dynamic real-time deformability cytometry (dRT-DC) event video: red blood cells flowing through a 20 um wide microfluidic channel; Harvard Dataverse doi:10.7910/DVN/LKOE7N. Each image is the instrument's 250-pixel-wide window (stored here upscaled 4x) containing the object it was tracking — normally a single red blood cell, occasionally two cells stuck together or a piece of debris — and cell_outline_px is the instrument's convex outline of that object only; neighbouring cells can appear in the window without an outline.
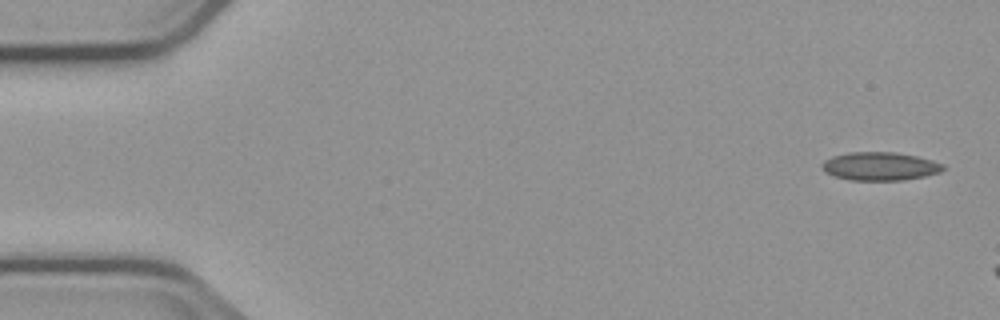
{"species": "common noctule bat (a hibernating species)", "species_latin": "Nyctalus noctula", "temperature_condition": "cold", "stored_images_in_passage": 4, "camera_frame_rate_fps": 3000, "um_per_image_px": 0.085, "animal": {"sex": "male", "body_mass_g": 23.1, "forearm_length_mm": 52.7}, "frame": {"image": 1, "passage_image": 1, "time_ms": 0.0, "image_size_px": [1000, 320], "cell_outline_px": [[948, 168], [940, 172], [924, 176], [900, 180], [848, 180], [824, 172], [820, 164], [824, 160], [832, 156], [848, 152], [896, 152], [916, 156], [932, 160], [944, 164]], "centroid_in_image_um": [74.79, 14.12], "position_along_channel_um": 10.2, "area_um2": 20.11}}